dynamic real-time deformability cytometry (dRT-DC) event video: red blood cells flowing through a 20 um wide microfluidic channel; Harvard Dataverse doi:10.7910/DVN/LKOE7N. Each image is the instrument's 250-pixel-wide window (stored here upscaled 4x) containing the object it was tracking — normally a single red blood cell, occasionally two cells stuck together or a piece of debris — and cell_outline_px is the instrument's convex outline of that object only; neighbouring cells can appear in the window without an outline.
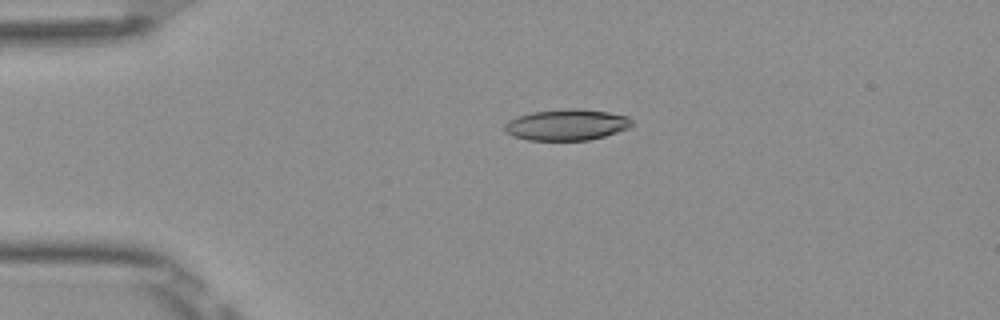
{"species": "Egyptian fruit bat (a non-hibernating species)", "species_latin": "Rousettus aegyptiacus", "temperature_condition": "room temperature", "stored_images_in_passage": 41, "camera_frame_rate_fps": 3000, "um_per_image_px": 0.085, "frame": {"image": 1, "passage_image": 1, "time_ms": 0.0, "image_size_px": [1000, 320], "cell_outline_px": [[632, 124], [628, 128], [604, 136], [588, 140], [528, 140], [512, 136], [504, 128], [504, 124], [508, 120], [516, 116], [532, 112], [568, 108], [576, 108], [608, 112], [628, 116], [632, 120]], "centroid_in_image_um": [48.15, 10.6], "position_along_channel_um": 36.9, "area_um2": 23.06}}
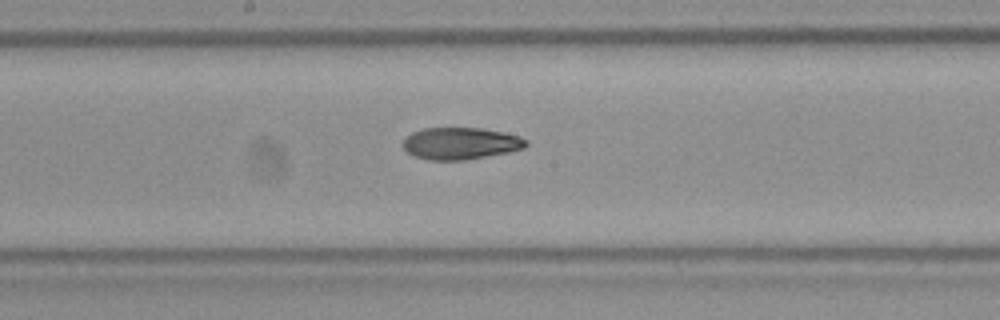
{"frame": {"image": 2, "passage_image": 17, "time_ms": 5.333, "image_size_px": [1000, 320], "cell_outline_px": [[528, 144], [524, 148], [508, 152], [464, 160], [428, 160], [412, 156], [400, 144], [404, 136], [412, 132], [424, 128], [484, 128], [504, 132], [520, 136], [528, 140]], "centroid_in_image_um": [39.11, 12.18], "position_along_channel_um": 209.1, "area_um2": 23.24}}
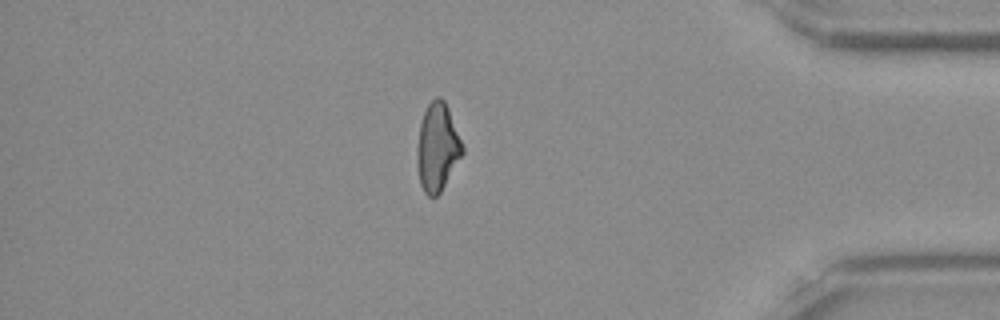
{"frame": {"image": 3, "passage_image": 34, "time_ms": 11.0, "image_size_px": [1000, 320], "cell_outline_px": [[464, 152], [440, 192], [436, 196], [428, 196], [424, 192], [420, 184], [416, 164], [416, 148], [420, 120], [428, 104], [436, 96], [440, 96], [444, 100], [448, 108], [464, 148]], "centroid_in_image_um": [37.15, 12.51], "position_along_channel_um": 398.1, "area_um2": 23.29}, "authors_computed_cell_mechanics": {"area_um2": 23.2934, "velocity_mm_per_s": 3.9165, "shape_relaxation_time_tau1_ms": null, "shape_relaxation_time_tau2_ms": 3.9721, "deformation_change_tau1": null, "deformation_change_tau2": 0.1064}}